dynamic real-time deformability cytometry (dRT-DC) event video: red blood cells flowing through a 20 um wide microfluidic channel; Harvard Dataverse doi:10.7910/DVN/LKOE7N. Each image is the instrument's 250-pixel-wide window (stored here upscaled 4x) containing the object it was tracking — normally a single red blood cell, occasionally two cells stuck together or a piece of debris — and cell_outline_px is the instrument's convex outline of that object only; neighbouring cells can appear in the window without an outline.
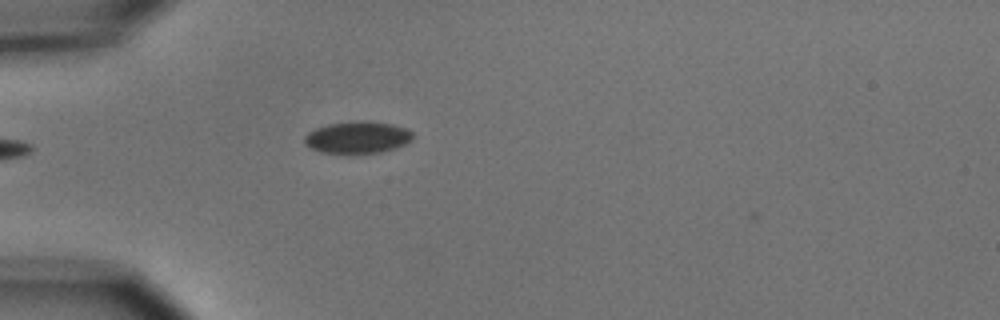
{"species": "common noctule bat (a hibernating species)", "species_latin": "Nyctalus noctula", "temperature_condition": "cold", "stored_images_in_passage": 5, "camera_frame_rate_fps": 3000, "um_per_image_px": 0.085, "animal": {"sex": "male", "body_mass_g": 15.6}, "frame": {"image": 1, "passage_image": 5, "time_ms": 4.667, "image_size_px": [1000, 320], "cell_outline_px": [[412, 140], [396, 148], [380, 152], [320, 152], [312, 148], [304, 140], [304, 136], [308, 132], [316, 128], [328, 124], [364, 120], [392, 124], [404, 128], [412, 132]], "centroid_in_image_um": [30.4, 11.65], "position_along_channel_um": 54.6, "area_um2": 19.71}}